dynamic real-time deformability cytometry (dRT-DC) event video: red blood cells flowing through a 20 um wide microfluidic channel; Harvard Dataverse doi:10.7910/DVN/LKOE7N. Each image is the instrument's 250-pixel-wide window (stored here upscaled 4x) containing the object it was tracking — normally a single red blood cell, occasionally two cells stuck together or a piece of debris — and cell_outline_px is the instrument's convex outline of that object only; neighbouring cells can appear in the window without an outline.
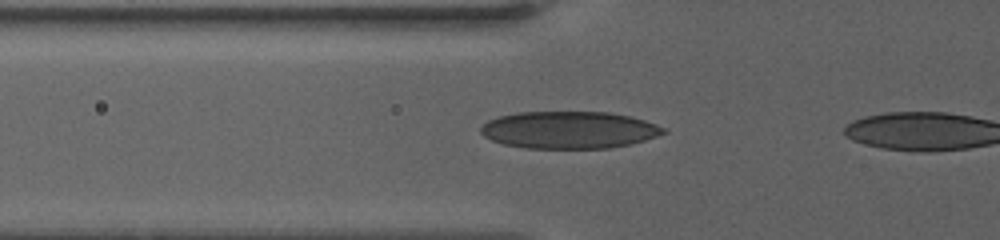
{"species": "human", "species_latin": "Homo sapiens", "temperature_condition": "warm", "stored_images_in_passage": 5, "camera_frame_rate_fps": 3000, "um_per_image_px": 0.085, "donor": {"sex": "female"}, "frame": {"image": 1, "passage_image": 4, "time_ms": 2.0, "image_size_px": [1000, 240], "cell_outline_px": [[668, 132], [632, 144], [608, 148], [524, 148], [504, 144], [492, 140], [484, 136], [480, 132], [480, 128], [488, 120], [500, 116], [516, 112], [608, 112], [628, 116], [644, 120], [656, 124], [664, 128]], "centroid_in_image_um": [48.36, 11.04], "position_along_channel_um": 77.4, "area_um2": 39.54}}